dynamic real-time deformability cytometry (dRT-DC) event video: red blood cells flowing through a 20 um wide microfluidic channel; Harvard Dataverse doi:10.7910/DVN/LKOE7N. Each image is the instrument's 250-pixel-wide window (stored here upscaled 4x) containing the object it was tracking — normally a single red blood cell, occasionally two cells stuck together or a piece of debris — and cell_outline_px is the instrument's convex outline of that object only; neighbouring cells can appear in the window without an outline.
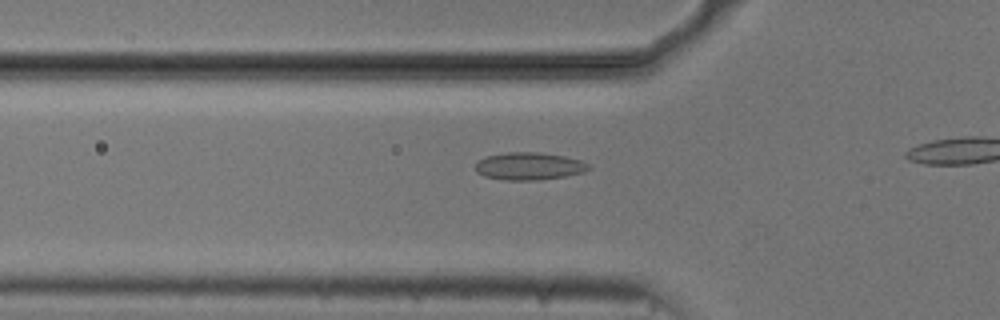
{"species": "common noctule bat (a hibernating species)", "species_latin": "Nyctalus noctula", "temperature_condition": "cold", "stored_images_in_passage": 22, "camera_frame_rate_fps": 3000, "um_per_image_px": 0.085, "animal": {"sex": "male", "body_mass_g": 20.5, "forearm_length_mm": 52.5}, "frame": {"image": 1, "passage_image": 13, "time_ms": 4.0, "image_size_px": [1000, 320], "cell_outline_px": [[592, 168], [584, 172], [564, 176], [536, 180], [504, 180], [484, 176], [476, 172], [476, 160], [488, 156], [508, 152], [540, 152], [564, 156], [580, 160], [588, 164]], "centroid_in_image_um": [44.96, 14.12], "position_along_channel_um": 80.8, "area_um2": 18.15}}
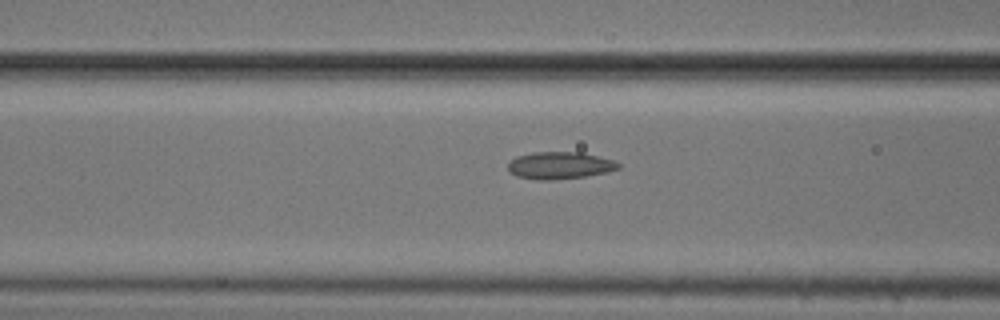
{"frame": {"image": 2, "passage_image": 16, "time_ms": 5.0, "image_size_px": [1000, 320], "cell_outline_px": [[620, 168], [608, 172], [584, 176], [552, 180], [536, 180], [516, 176], [508, 168], [508, 164], [516, 156], [532, 152], [580, 152], [612, 160], [620, 164]], "centroid_in_image_um": [47.56, 14.06], "position_along_channel_um": 119.0, "area_um2": 17.34}}
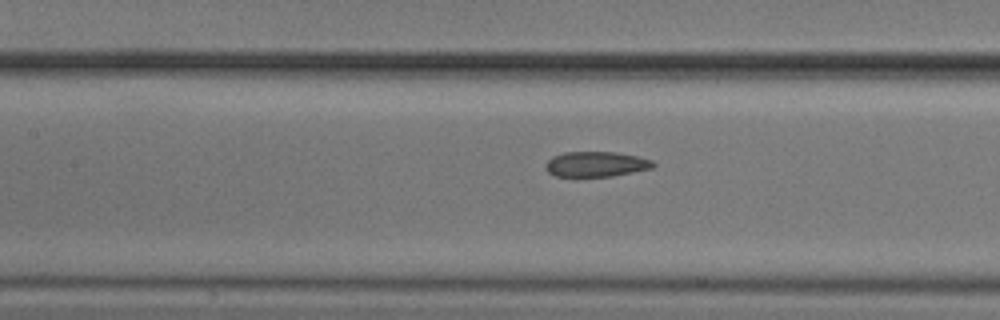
{"frame": {"image": 3, "passage_image": 19, "time_ms": 6.0, "image_size_px": [1000, 320], "cell_outline_px": [[656, 164], [652, 168], [612, 176], [556, 176], [548, 172], [544, 168], [544, 164], [552, 156], [564, 152], [616, 152], [636, 156], [652, 160]], "centroid_in_image_um": [50.63, 13.95], "position_along_channel_um": 156.8, "area_um2": 15.78}}